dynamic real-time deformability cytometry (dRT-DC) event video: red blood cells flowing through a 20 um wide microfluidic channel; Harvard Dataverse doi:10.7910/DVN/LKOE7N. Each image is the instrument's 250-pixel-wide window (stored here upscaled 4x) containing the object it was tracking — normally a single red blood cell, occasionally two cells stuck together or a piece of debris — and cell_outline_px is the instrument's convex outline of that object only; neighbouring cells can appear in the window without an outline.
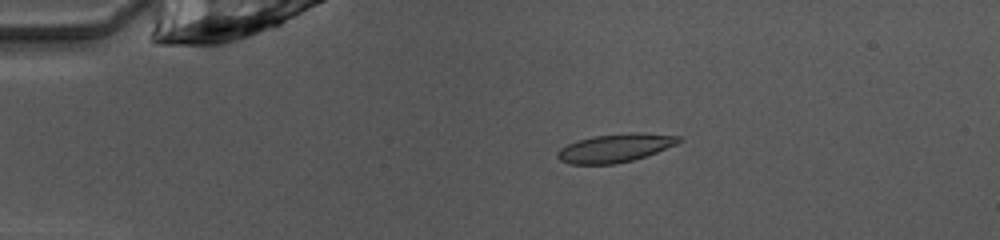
{"species": "common noctule bat (a hibernating species)", "species_latin": "Nyctalus noctula", "temperature_condition": "warm", "stored_images_in_passage": 50, "camera_frame_rate_fps": 3000, "um_per_image_px": 0.085, "animal": {"sex": "female", "body_mass_g": 10.0, "forearm_length_mm": 53.1}, "frame": {"image": 1, "passage_image": 11, "time_ms": 3.333, "image_size_px": [1000, 240], "cell_outline_px": [[684, 140], [676, 144], [656, 152], [632, 160], [616, 164], [568, 164], [560, 160], [556, 156], [556, 152], [560, 148], [576, 140], [592, 136], [628, 132], [640, 132], [680, 136]], "centroid_in_image_um": [52.27, 12.57], "position_along_channel_um": 32.7, "area_um2": 20.23}}
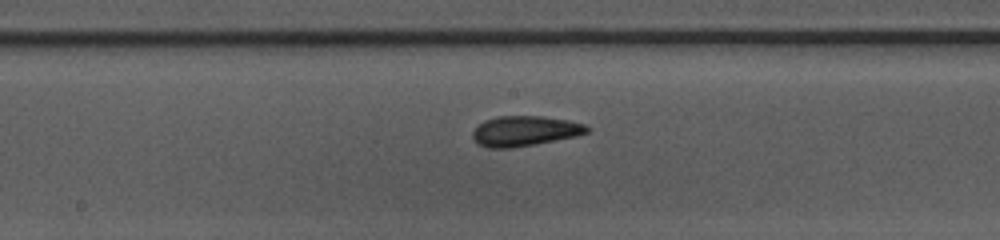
{"frame": {"image": 2, "passage_image": 27, "time_ms": 8.667, "image_size_px": [1000, 240], "cell_outline_px": [[592, 128], [588, 132], [576, 136], [536, 144], [512, 148], [488, 148], [476, 144], [472, 136], [472, 132], [484, 120], [496, 116], [544, 116], [568, 120], [584, 124]], "centroid_in_image_um": [44.6, 11.14], "position_along_channel_um": 203.6, "area_um2": 20.29}}
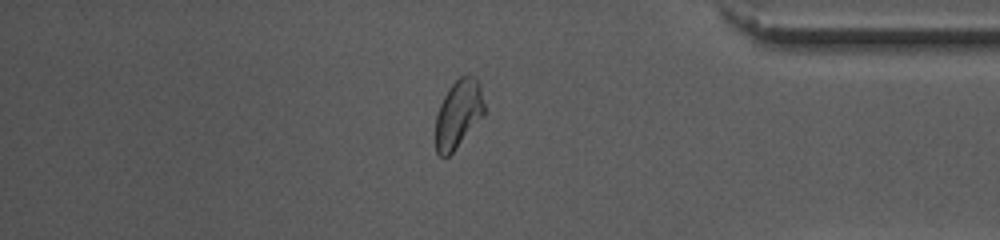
{"frame": {"image": 3, "passage_image": 43, "time_ms": 14.0, "image_size_px": [1000, 240], "cell_outline_px": [[484, 116], [452, 152], [448, 156], [440, 156], [436, 152], [436, 116], [440, 104], [448, 88], [460, 76], [472, 76], [480, 84], [484, 104]], "centroid_in_image_um": [38.96, 9.68], "position_along_channel_um": 396.2, "area_um2": 19.13}, "authors_computed_cell_mechanics": {"area_um2": 19.7387, "velocity_mm_per_s": 4.0275, "shape_relaxation_time_tau1_ms": null, "shape_relaxation_time_tau2_ms": 1.6368, "deformation_change_tau1": null, "deformation_change_tau2": 0.0598}}